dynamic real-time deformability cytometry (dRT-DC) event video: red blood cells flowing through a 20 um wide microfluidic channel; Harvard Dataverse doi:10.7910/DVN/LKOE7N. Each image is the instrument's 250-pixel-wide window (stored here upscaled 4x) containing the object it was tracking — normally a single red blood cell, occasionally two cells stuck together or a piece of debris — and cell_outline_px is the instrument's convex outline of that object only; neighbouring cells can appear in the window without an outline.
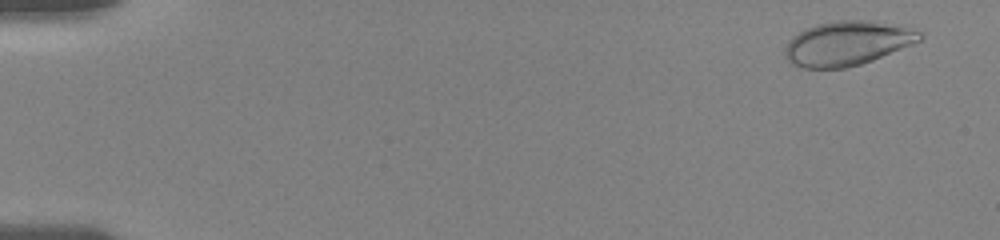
{"species": "human", "species_latin": "Homo sapiens", "temperature_condition": "room temperature", "stored_images_in_passage": 19, "camera_frame_rate_fps": 3000, "um_per_image_px": 0.085, "donor": {"sex": "female"}, "frame": {"image": 1, "passage_image": 1, "time_ms": 0.0, "image_size_px": [1000, 240], "cell_outline_px": [[924, 36], [920, 40], [912, 44], [872, 60], [860, 64], [844, 68], [804, 68], [792, 64], [784, 56], [784, 48], [804, 28], [816, 24], [836, 20], [872, 20], [904, 24], [924, 32]], "centroid_in_image_um": [72.09, 3.65], "position_along_channel_um": 12.9, "area_um2": 35.14}}
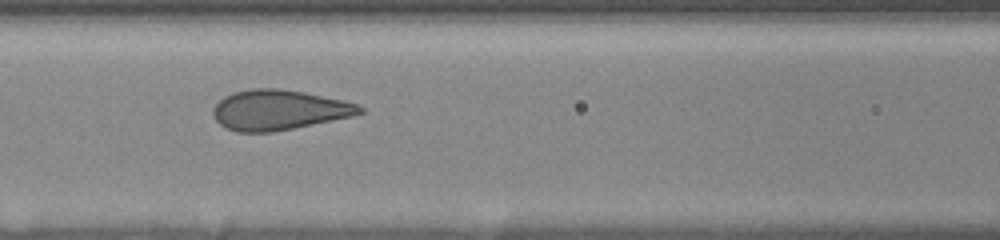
{"frame": {"image": 2, "passage_image": 17, "time_ms": 7.333, "image_size_px": [1000, 240], "cell_outline_px": [[364, 112], [352, 116], [272, 132], [236, 132], [220, 124], [216, 120], [212, 112], [216, 104], [224, 96], [232, 92], [252, 88], [280, 88], [304, 92], [344, 100], [360, 104], [364, 108]], "centroid_in_image_um": [23.71, 9.33], "position_along_channel_um": 142.9, "area_um2": 34.22}}
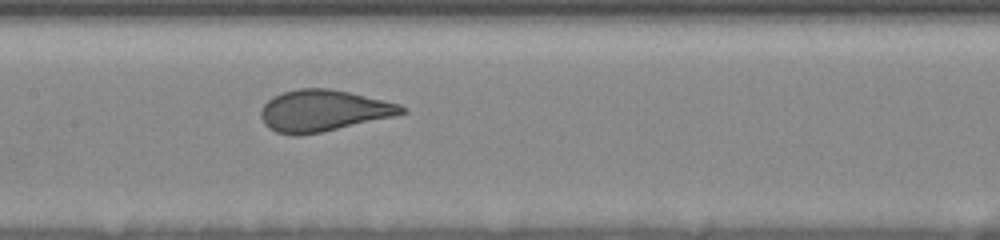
{"frame": {"image": 3, "passage_image": 19, "time_ms": 8.333, "image_size_px": [1000, 240], "cell_outline_px": [[408, 112], [396, 116], [320, 132], [296, 136], [292, 136], [276, 132], [268, 128], [264, 124], [260, 116], [260, 112], [264, 104], [272, 96], [284, 92], [300, 88], [328, 88], [348, 92], [400, 104], [408, 108]], "centroid_in_image_um": [27.47, 9.41], "position_along_channel_um": 179.9, "area_um2": 34.04}}